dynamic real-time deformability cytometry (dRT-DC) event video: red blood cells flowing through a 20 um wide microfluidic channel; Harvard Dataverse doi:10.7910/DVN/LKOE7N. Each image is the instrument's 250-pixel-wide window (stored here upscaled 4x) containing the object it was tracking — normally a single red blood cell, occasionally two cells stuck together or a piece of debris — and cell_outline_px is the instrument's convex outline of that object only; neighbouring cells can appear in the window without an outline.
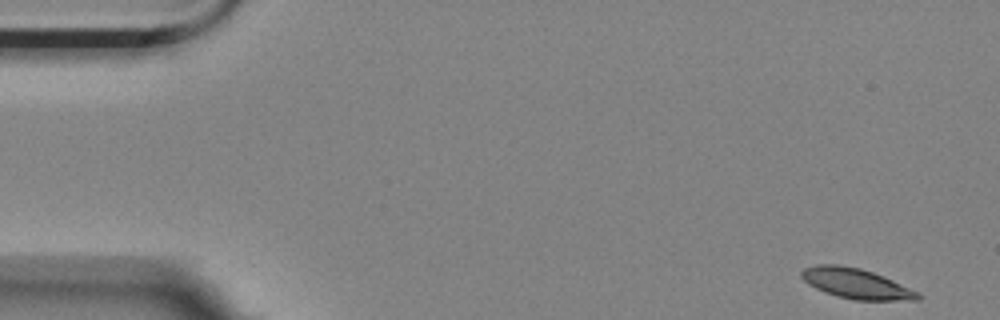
{"species": "Egyptian fruit bat (a non-hibernating species)", "species_latin": "Rousettus aegyptiacus", "temperature_condition": "room temperature", "stored_images_in_passage": 55, "camera_frame_rate_fps": 3000, "um_per_image_px": 0.085, "animal": {"sex": "female"}, "frame": {"image": 1, "passage_image": 1, "time_ms": 0.0, "image_size_px": [1000, 320], "cell_outline_px": [[920, 300], [856, 300], [836, 296], [824, 292], [808, 284], [800, 276], [800, 272], [804, 268], [816, 264], [836, 264], [860, 268], [872, 272], [892, 280], [920, 292]], "centroid_in_image_um": [72.75, 24.1], "position_along_channel_um": 12.2, "area_um2": 20.46}}
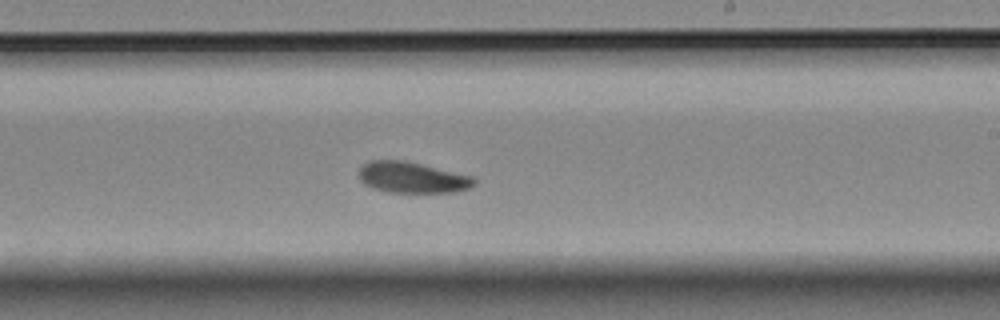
{"frame": {"image": 2, "passage_image": 32, "time_ms": 10.333, "image_size_px": [1000, 320], "cell_outline_px": [[476, 184], [472, 188], [456, 192], [388, 192], [372, 188], [364, 184], [360, 180], [360, 168], [364, 164], [372, 160], [404, 160], [472, 176], [476, 180]], "centroid_in_image_um": [35.06, 15.09], "position_along_channel_um": 253.9, "area_um2": 20.81}}
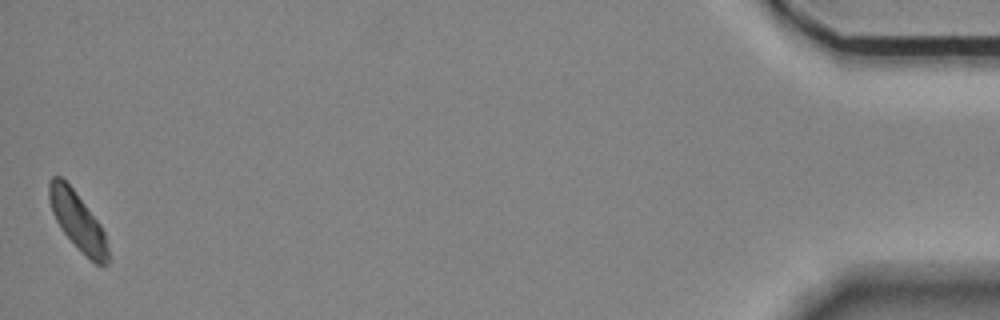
{"frame": {"image": 3, "passage_image": 55, "time_ms": 18.0, "image_size_px": [1000, 320], "cell_outline_px": [[108, 264], [104, 268], [96, 264], [60, 228], [52, 212], [48, 200], [48, 180], [52, 176], [60, 176], [76, 192], [100, 224], [104, 232], [108, 248]], "centroid_in_image_um": [6.59, 18.76], "position_along_channel_um": 428.6, "area_um2": 19.54}, "authors_computed_cell_mechanics": {"area_um2": 20.7502, "velocity_mm_per_s": 3.4634, "shape_relaxation_time_tau1_ms": 3.7722, "shape_relaxation_time_tau2_ms": null, "deformation_change_tau1": 0.1295, "deformation_change_tau2": null}}